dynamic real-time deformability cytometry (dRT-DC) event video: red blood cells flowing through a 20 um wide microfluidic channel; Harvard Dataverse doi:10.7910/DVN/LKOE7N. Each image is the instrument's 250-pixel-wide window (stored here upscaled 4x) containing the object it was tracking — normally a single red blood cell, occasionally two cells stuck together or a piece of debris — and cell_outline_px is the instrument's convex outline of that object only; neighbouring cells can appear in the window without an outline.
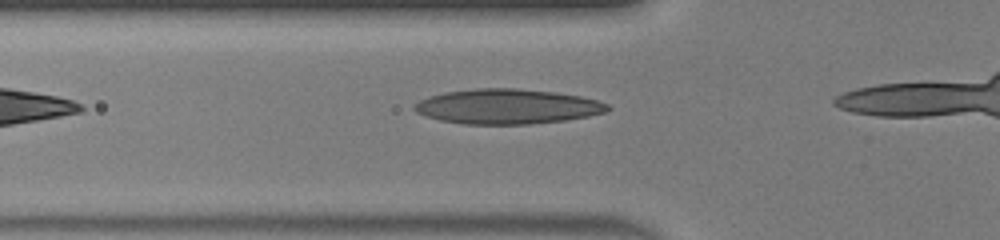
{"species": "human", "species_latin": "Homo sapiens", "temperature_condition": "warm", "stored_images_in_passage": 14, "camera_frame_rate_fps": 3000, "um_per_image_px": 0.085, "donor": {"sex": "male"}, "frame": {"image": 1, "passage_image": 4, "time_ms": 1.0, "image_size_px": [1000, 240], "cell_outline_px": [[612, 108], [604, 112], [588, 116], [564, 120], [528, 124], [464, 124], [440, 120], [416, 112], [412, 108], [412, 104], [428, 96], [444, 92], [476, 88], [516, 88], [556, 92], [580, 96], [596, 100], [608, 104]], "centroid_in_image_um": [43.09, 9.04], "position_along_channel_um": 82.7, "area_um2": 39.3}}
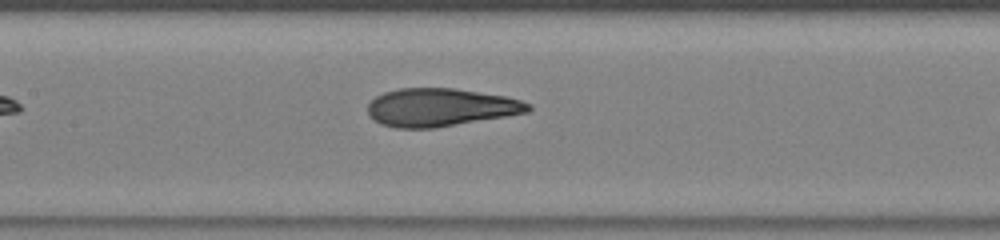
{"frame": {"image": 2, "passage_image": 10, "time_ms": 3.0, "image_size_px": [1000, 240], "cell_outline_px": [[532, 108], [528, 112], [508, 116], [436, 128], [396, 128], [380, 124], [372, 120], [368, 116], [368, 104], [376, 96], [384, 92], [400, 88], [456, 88], [504, 96], [520, 100], [532, 104]], "centroid_in_image_um": [37.43, 9.13], "position_along_channel_um": 170.0, "area_um2": 35.84}}
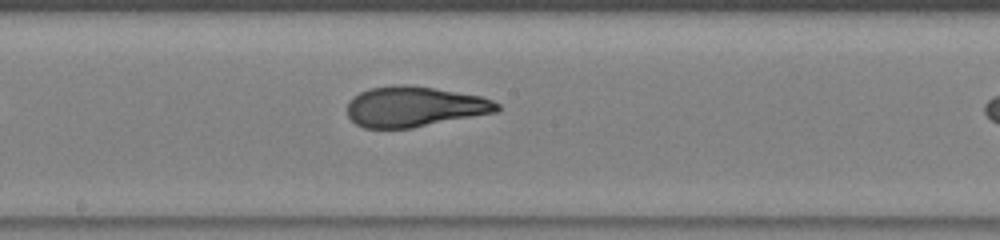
{"frame": {"image": 3, "passage_image": 13, "time_ms": 4.0, "image_size_px": [1000, 240], "cell_outline_px": [[500, 108], [496, 112], [412, 128], [364, 128], [356, 124], [348, 116], [348, 100], [352, 96], [368, 88], [396, 84], [404, 84], [432, 88], [480, 96], [492, 100], [500, 104]], "centroid_in_image_um": [35.19, 9.06], "position_along_channel_um": 213.0, "area_um2": 35.2}}